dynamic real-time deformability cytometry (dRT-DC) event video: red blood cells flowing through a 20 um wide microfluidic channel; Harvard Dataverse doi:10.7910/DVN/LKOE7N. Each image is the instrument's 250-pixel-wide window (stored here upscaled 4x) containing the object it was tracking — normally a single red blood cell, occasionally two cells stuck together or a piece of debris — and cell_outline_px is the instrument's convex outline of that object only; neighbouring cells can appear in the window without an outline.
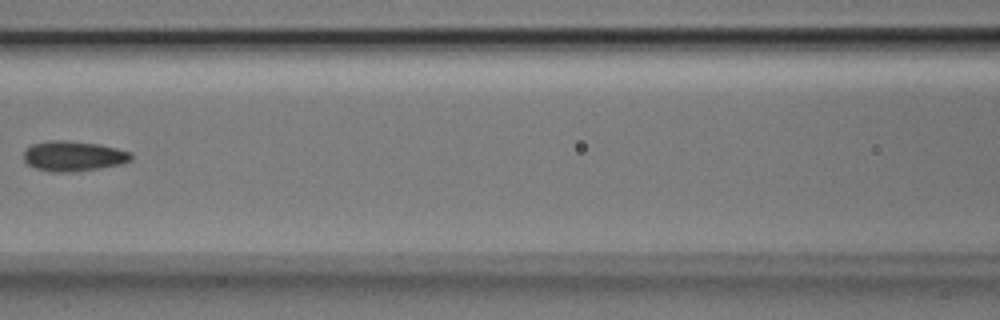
{"species": "Egyptian fruit bat (a non-hibernating species)", "species_latin": "Rousettus aegyptiacus", "temperature_condition": "room temperature", "stored_images_in_passage": 7, "camera_frame_rate_fps": 3000, "um_per_image_px": 0.085, "animal": {"sex": "male"}, "frame": {"image": 1, "passage_image": 7, "time_ms": 2.0, "image_size_px": [1000, 320], "cell_outline_px": [[132, 160], [120, 164], [72, 172], [52, 172], [36, 168], [28, 164], [24, 160], [24, 152], [32, 144], [48, 140], [68, 140], [100, 144], [132, 152]], "centroid_in_image_um": [6.24, 13.25], "position_along_channel_um": 160.4, "area_um2": 18.84}}